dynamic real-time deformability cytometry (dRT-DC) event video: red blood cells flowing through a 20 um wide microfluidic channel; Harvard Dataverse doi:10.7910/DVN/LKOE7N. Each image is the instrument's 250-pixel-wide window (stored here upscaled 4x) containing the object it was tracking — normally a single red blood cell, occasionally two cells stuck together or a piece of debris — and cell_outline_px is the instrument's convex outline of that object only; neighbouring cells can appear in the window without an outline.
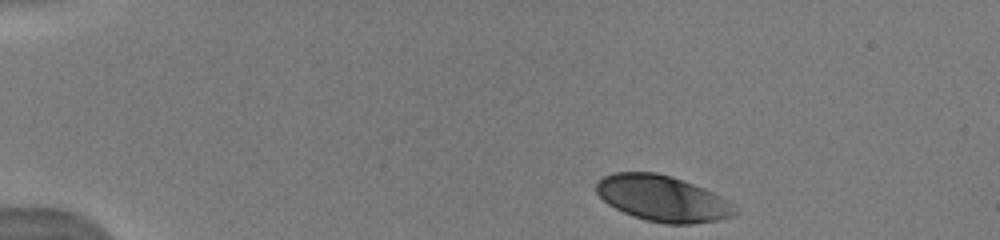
{"species": "human", "species_latin": "Homo sapiens", "temperature_condition": "warm", "stored_images_in_passage": 42, "camera_frame_rate_fps": 3000, "um_per_image_px": 0.085, "donor": {"sex": "male"}, "frame": {"image": 1, "passage_image": 1, "time_ms": 0.0, "image_size_px": [1000, 240], "cell_outline_px": [[740, 212], [732, 216], [716, 220], [692, 224], [664, 224], [632, 216], [608, 204], [596, 192], [596, 184], [604, 176], [616, 172], [656, 172], [672, 176], [704, 188], [728, 200]], "centroid_in_image_um": [56.34, 16.87], "position_along_channel_um": 28.7, "area_um2": 36.93}}
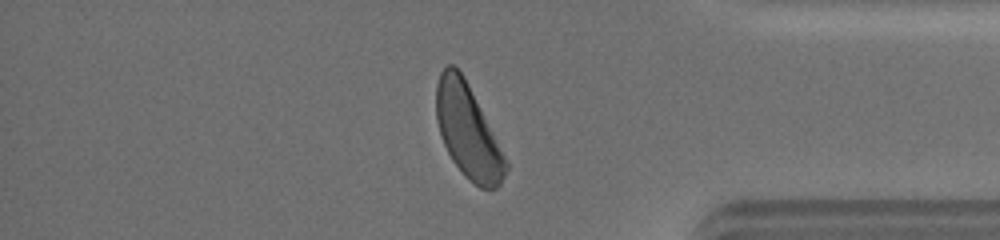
{"frame": {"image": 2, "passage_image": 35, "time_ms": 11.667, "image_size_px": [1000, 240], "cell_outline_px": [[508, 168], [500, 184], [496, 188], [480, 188], [468, 180], [464, 176], [452, 160], [440, 136], [436, 120], [436, 84], [440, 72], [448, 64], [452, 64], [464, 76], [508, 164]], "centroid_in_image_um": [39.73, 11.17], "position_along_channel_um": 395.5, "area_um2": 37.22}, "authors_computed_cell_mechanics": {"area_um2": 38.726, "velocity_mm_per_s": 4.0348, "shape_relaxation_time_tau1_ms": 2.0261, "shape_relaxation_time_tau2_ms": null, "deformation_change_tau1": 0.1262, "deformation_change_tau2": null}}